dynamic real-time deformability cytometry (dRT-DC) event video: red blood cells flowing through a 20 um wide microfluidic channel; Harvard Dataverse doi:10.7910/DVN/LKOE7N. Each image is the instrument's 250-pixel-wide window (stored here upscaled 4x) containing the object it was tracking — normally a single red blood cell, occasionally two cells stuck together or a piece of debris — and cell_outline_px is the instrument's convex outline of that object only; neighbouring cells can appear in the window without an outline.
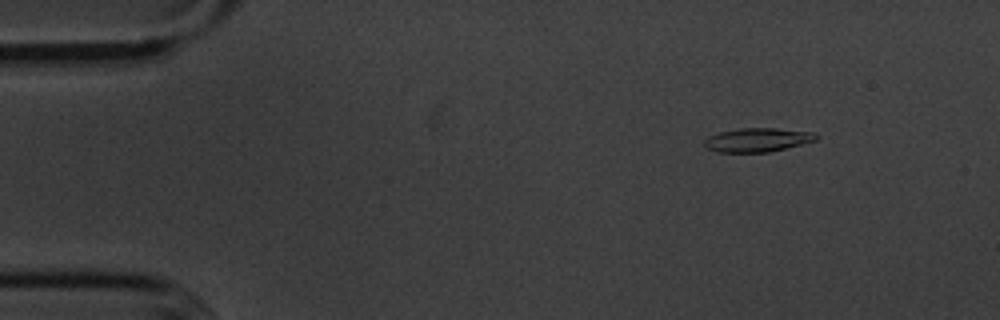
{"species": "common noctule bat (a hibernating species)", "species_latin": "Nyctalus noctula", "temperature_condition": "cold", "stored_images_in_passage": 52, "camera_frame_rate_fps": 3000, "um_per_image_px": 0.085, "animal": {"sex": "male", "body_mass_g": 20.1, "forearm_length_mm": 53.5}, "frame": {"image": 1, "passage_image": 3, "time_ms": 0.667, "image_size_px": [1000, 320], "cell_outline_px": [[820, 136], [816, 140], [768, 152], [720, 152], [704, 148], [704, 140], [708, 136], [720, 132], [740, 128], [776, 128], [816, 132]], "centroid_in_image_um": [64.38, 11.88], "position_along_channel_um": 20.6, "area_um2": 15.55}}
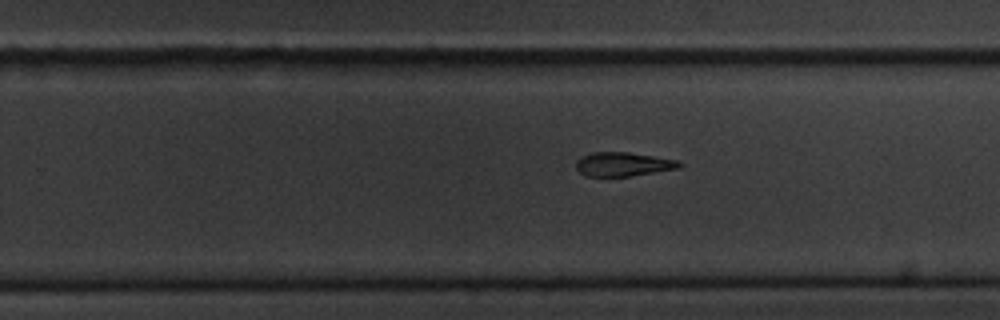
{"frame": {"image": 2, "passage_image": 31, "time_ms": 10.0, "image_size_px": [1000, 320], "cell_outline_px": [[684, 164], [680, 168], [628, 176], [584, 176], [576, 168], [576, 160], [592, 152], [628, 152], [680, 160]], "centroid_in_image_um": [53.0, 13.95], "position_along_channel_um": 276.8, "area_um2": 14.45}}
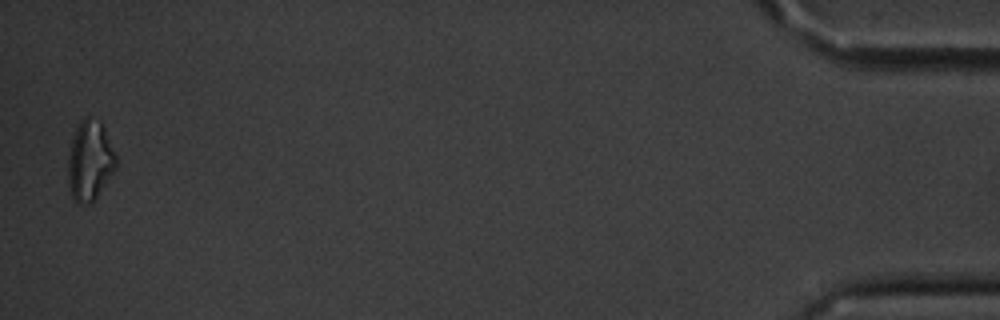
{"frame": {"image": 3, "passage_image": 51, "time_ms": 16.667, "image_size_px": [1000, 320], "cell_outline_px": [[116, 168], [96, 200], [92, 204], [80, 204], [72, 196], [68, 184], [68, 156], [72, 140], [76, 128], [80, 120], [88, 116], [100, 120], [104, 128], [116, 156]], "centroid_in_image_um": [7.64, 13.68], "position_along_channel_um": 427.6, "area_um2": 22.48}}